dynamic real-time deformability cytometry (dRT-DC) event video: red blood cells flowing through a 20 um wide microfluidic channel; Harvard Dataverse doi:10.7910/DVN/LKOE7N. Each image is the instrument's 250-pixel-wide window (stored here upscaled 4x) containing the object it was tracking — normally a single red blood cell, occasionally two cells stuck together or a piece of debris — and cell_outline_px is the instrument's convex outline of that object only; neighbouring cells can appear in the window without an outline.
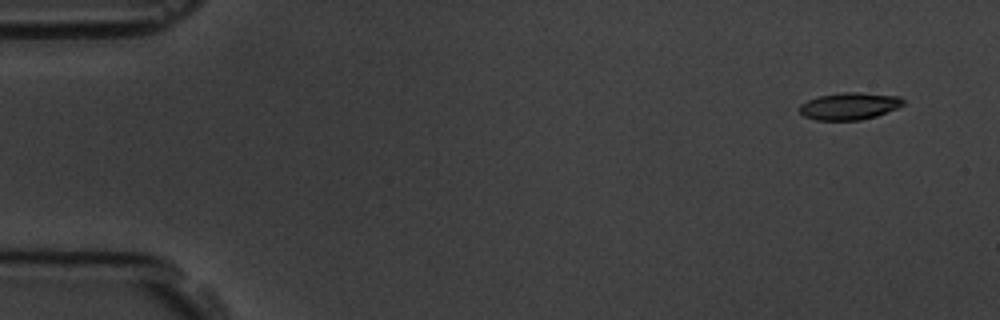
{"species": "common noctule bat (a hibernating species)", "species_latin": "Nyctalus noctula", "temperature_condition": "room temperature", "stored_images_in_passage": 5, "camera_frame_rate_fps": 3000, "um_per_image_px": 0.085, "animal": {"sex": "male", "body_mass_g": 19.5, "forearm_length_mm": 54.6}, "frame": {"image": 1, "passage_image": 1, "time_ms": 0.0, "image_size_px": [1000, 320], "cell_outline_px": [[904, 104], [896, 108], [876, 116], [860, 120], [816, 120], [804, 116], [800, 112], [800, 104], [808, 100], [820, 96], [844, 92], [860, 92], [900, 96], [904, 100]], "centroid_in_image_um": [72.21, 9.01], "position_along_channel_um": 12.8, "area_um2": 16.3}}
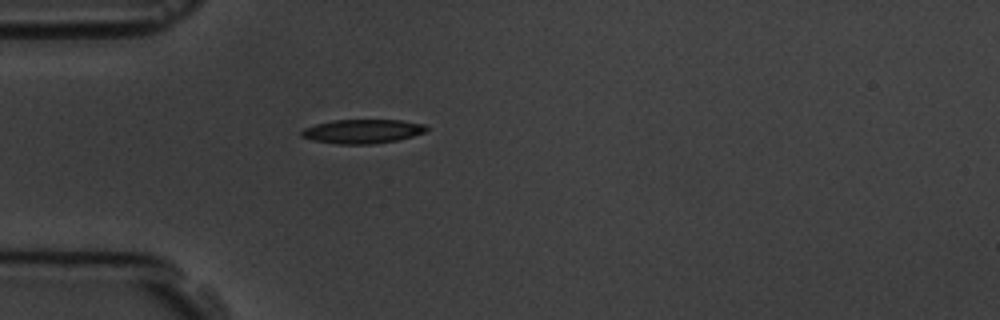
{"frame": {"image": 2, "passage_image": 5, "time_ms": 4.333, "image_size_px": [1000, 320], "cell_outline_px": [[428, 128], [424, 132], [412, 136], [396, 140], [372, 144], [336, 144], [312, 140], [300, 136], [300, 132], [304, 128], [316, 124], [332, 120], [400, 120], [424, 124]], "centroid_in_image_um": [30.77, 11.16], "position_along_channel_um": 54.2, "area_um2": 17.46}}